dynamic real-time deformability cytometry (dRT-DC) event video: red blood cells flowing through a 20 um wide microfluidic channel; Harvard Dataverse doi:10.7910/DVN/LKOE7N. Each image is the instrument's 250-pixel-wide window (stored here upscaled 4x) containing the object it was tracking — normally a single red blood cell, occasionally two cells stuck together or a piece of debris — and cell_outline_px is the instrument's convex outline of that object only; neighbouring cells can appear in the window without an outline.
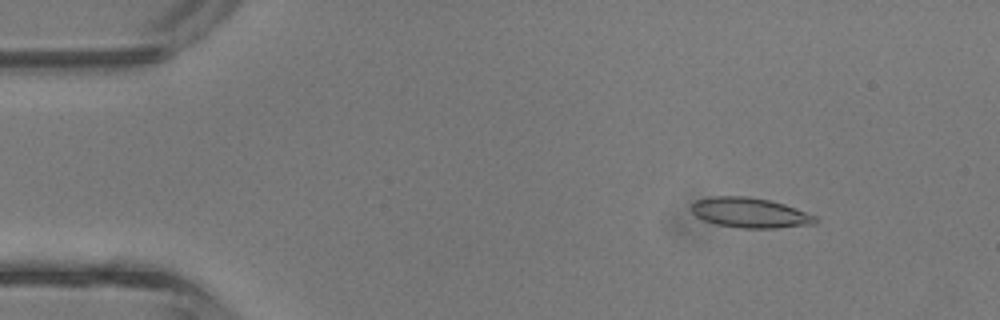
{"species": "common noctule bat (a hibernating species)", "species_latin": "Nyctalus noctula", "temperature_condition": "room temperature", "stored_images_in_passage": 41, "camera_frame_rate_fps": 3000, "um_per_image_px": 0.085, "animal": {"sex": "male", "body_mass_g": 13.3}, "frame": {"image": 1, "passage_image": 5, "time_ms": 1.333, "image_size_px": [1000, 320], "cell_outline_px": [[820, 220], [816, 224], [776, 228], [740, 228], [716, 224], [704, 220], [696, 216], [692, 212], [692, 204], [696, 200], [712, 196], [744, 196], [768, 200], [784, 204], [796, 208], [816, 216]], "centroid_in_image_um": [63.78, 18.09], "position_along_channel_um": 21.2, "area_um2": 21.73}}
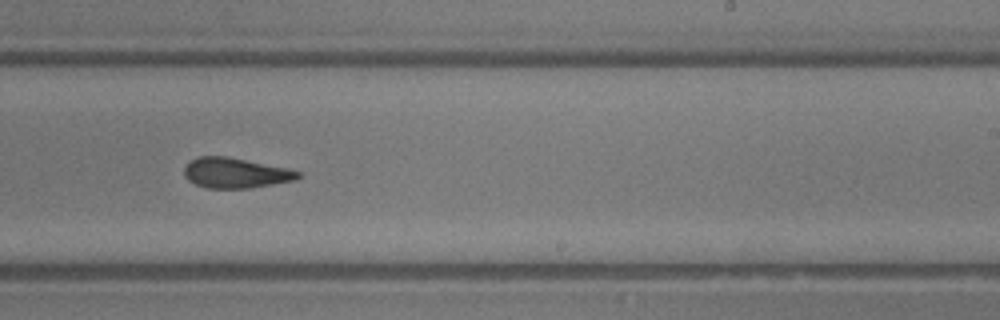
{"frame": {"image": 2, "passage_image": 25, "time_ms": 8.0, "image_size_px": [1000, 320], "cell_outline_px": [[300, 176], [296, 180], [248, 188], [208, 188], [196, 184], [188, 180], [184, 176], [184, 168], [188, 160], [196, 156], [228, 156], [284, 168], [300, 172]], "centroid_in_image_um": [19.94, 14.69], "position_along_channel_um": 269.1, "area_um2": 19.94}}
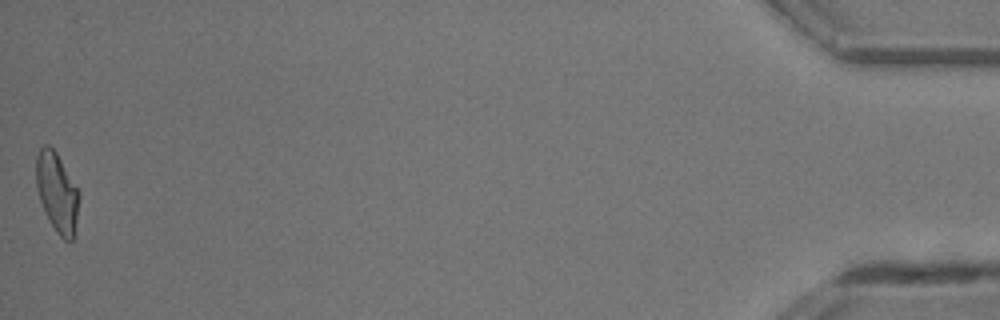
{"frame": {"image": 3, "passage_image": 41, "time_ms": 13.333, "image_size_px": [1000, 320], "cell_outline_px": [[80, 196], [76, 220], [72, 240], [64, 240], [56, 232], [40, 200], [36, 188], [36, 156], [40, 148], [44, 144], [48, 144], [56, 152], [80, 192]], "centroid_in_image_um": [4.84, 16.31], "position_along_channel_um": 430.4, "area_um2": 19.59}, "authors_computed_cell_mechanics": {"area_um2": 20.519, "velocity_mm_per_s": 4.9585, "shape_relaxation_time_tau1_ms": 3.3864, "shape_relaxation_time_tau2_ms": 1.8899, "deformation_change_tau1": 0.1524, "deformation_change_tau2": 0.1159}}